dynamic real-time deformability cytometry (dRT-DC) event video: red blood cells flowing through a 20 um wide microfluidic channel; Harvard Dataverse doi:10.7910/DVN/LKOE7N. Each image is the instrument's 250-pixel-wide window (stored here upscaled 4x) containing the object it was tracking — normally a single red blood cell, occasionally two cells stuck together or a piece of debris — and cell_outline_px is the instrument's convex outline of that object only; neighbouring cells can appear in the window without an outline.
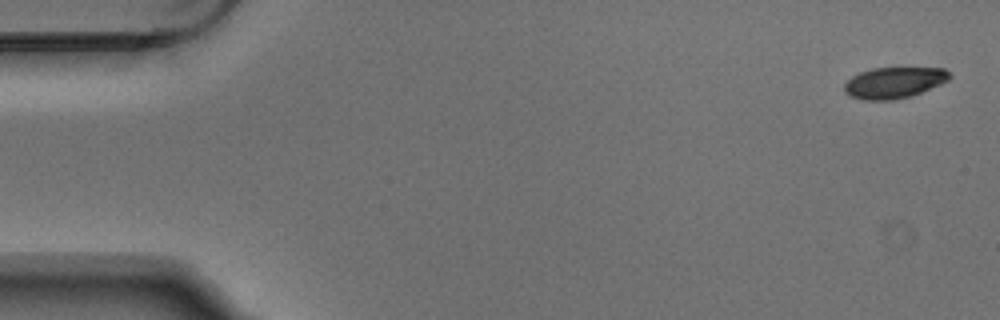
{"species": "Egyptian fruit bat (a non-hibernating species)", "species_latin": "Rousettus aegyptiacus", "temperature_condition": "warm", "stored_images_in_passage": 2, "camera_frame_rate_fps": 3000, "um_per_image_px": 0.085, "animal": {"sex": "male"}, "frame": {"image": 1, "passage_image": 1, "time_ms": 0.0, "image_size_px": [1000, 320], "cell_outline_px": [[952, 76], [948, 80], [940, 84], [912, 96], [892, 100], [864, 100], [852, 96], [844, 92], [844, 84], [852, 76], [860, 72], [872, 68], [944, 68]], "centroid_in_image_um": [75.99, 7.02], "position_along_channel_um": 9.0, "area_um2": 19.02}}
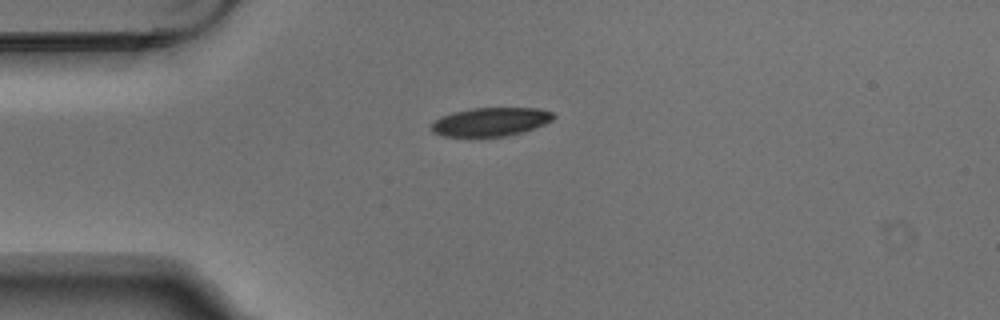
{"frame": {"image": 2, "passage_image": 2, "time_ms": 0.333, "image_size_px": [1000, 320], "cell_outline_px": [[556, 116], [552, 120], [536, 128], [524, 132], [508, 136], [444, 136], [432, 132], [432, 124], [440, 116], [452, 112], [472, 108], [536, 108], [552, 112]], "centroid_in_image_um": [41.73, 10.35], "position_along_channel_um": 43.3, "area_um2": 20.35}}